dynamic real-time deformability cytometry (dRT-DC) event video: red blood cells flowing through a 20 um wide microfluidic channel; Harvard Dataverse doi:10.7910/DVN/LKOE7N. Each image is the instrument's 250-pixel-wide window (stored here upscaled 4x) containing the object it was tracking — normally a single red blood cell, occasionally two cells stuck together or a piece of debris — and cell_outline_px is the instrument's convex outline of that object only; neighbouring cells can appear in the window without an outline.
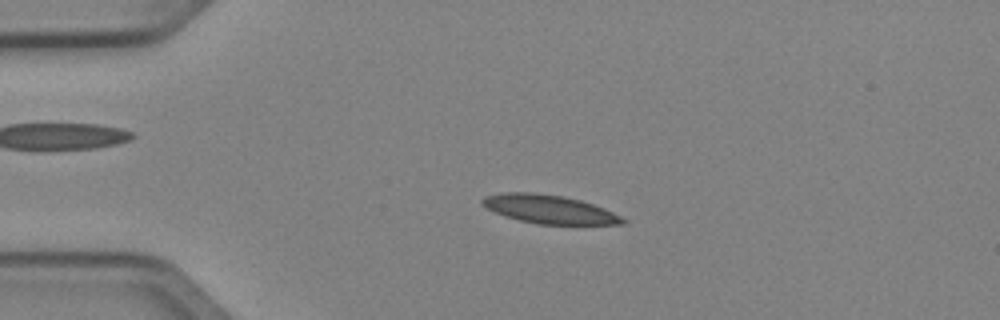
{"species": "Egyptian fruit bat (a non-hibernating species)", "species_latin": "Rousettus aegyptiacus", "temperature_condition": "cold", "stored_images_in_passage": 40, "camera_frame_rate_fps": 3000, "um_per_image_px": 0.085, "animal": {"sex": "female"}, "frame": {"image": 1, "passage_image": 1, "time_ms": 0.0, "image_size_px": [1000, 320], "cell_outline_px": [[628, 220], [624, 224], [536, 224], [520, 220], [496, 212], [480, 204], [480, 200], [484, 196], [504, 192], [536, 192], [564, 196], [580, 200], [604, 208]], "centroid_in_image_um": [46.68, 17.77], "position_along_channel_um": 38.3, "area_um2": 23.24}}
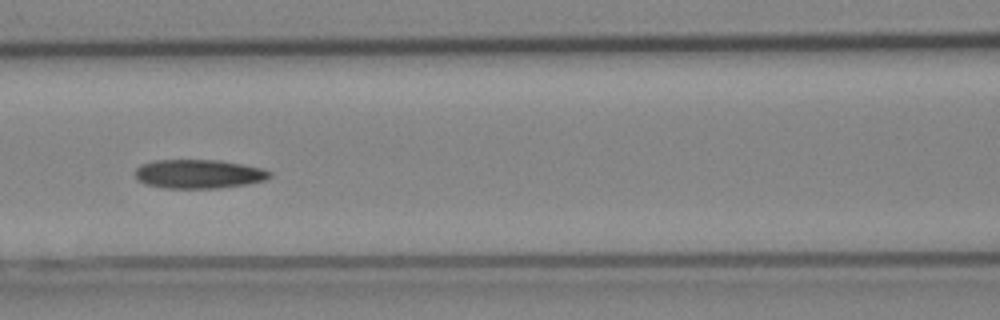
{"frame": {"image": 2, "passage_image": 12, "time_ms": 3.667, "image_size_px": [1000, 320], "cell_outline_px": [[272, 176], [264, 180], [248, 184], [220, 188], [164, 188], [144, 184], [136, 176], [136, 168], [140, 164], [156, 160], [220, 160], [260, 168], [272, 172]], "centroid_in_image_um": [16.89, 14.79], "position_along_channel_um": 149.7, "area_um2": 22.66}}
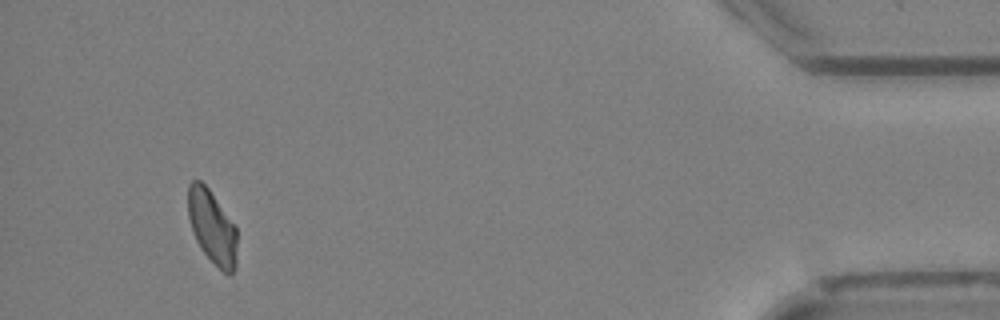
{"frame": {"image": 3, "passage_image": 37, "time_ms": 12.0, "image_size_px": [1000, 320], "cell_outline_px": [[236, 268], [232, 276], [228, 276], [200, 248], [192, 232], [188, 216], [188, 184], [192, 180], [200, 180], [208, 188], [236, 228]], "centroid_in_image_um": [18.02, 19.31], "position_along_channel_um": 417.2, "area_um2": 20.81}, "authors_computed_cell_mechanics": {"area_um2": 22.253, "velocity_mm_per_s": 4.0173, "shape_relaxation_time_tau1_ms": null, "shape_relaxation_time_tau2_ms": 11.038, "deformation_change_tau1": null, "deformation_change_tau2": 0.1688}}